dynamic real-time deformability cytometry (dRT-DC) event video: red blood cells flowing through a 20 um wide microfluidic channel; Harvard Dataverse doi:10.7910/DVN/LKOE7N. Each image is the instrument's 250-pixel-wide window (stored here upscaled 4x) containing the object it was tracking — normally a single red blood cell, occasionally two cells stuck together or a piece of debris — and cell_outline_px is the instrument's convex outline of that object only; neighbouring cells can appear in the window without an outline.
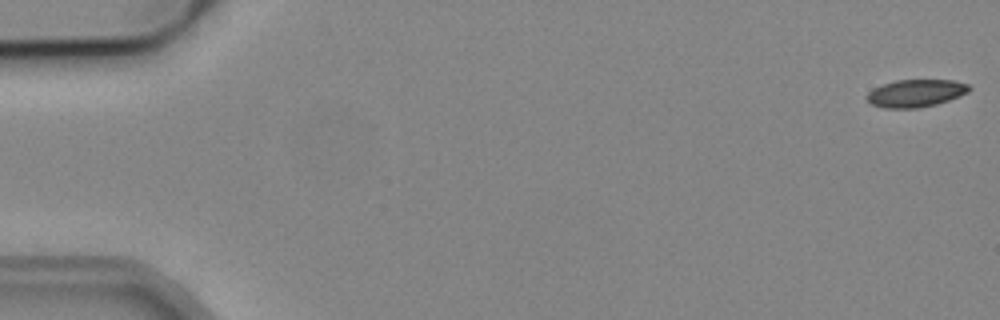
{"species": "common noctule bat (a hibernating species)", "species_latin": "Nyctalus noctula", "temperature_condition": "cold", "stored_images_in_passage": 53, "camera_frame_rate_fps": 3000, "um_per_image_px": 0.085, "animal": {"sex": "male", "body_mass_g": 19.2, "forearm_length_mm": 51.8}, "frame": {"image": 1, "passage_image": 1, "time_ms": 0.0, "image_size_px": [1000, 320], "cell_outline_px": [[972, 88], [968, 92], [960, 96], [936, 104], [916, 108], [884, 108], [872, 104], [864, 96], [872, 88], [896, 80], [952, 80], [968, 84]], "centroid_in_image_um": [77.83, 7.92], "position_along_channel_um": 7.2, "area_um2": 16.42}}
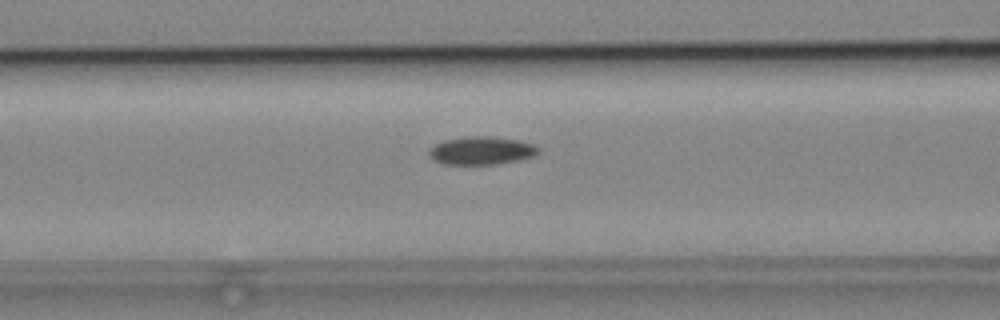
{"frame": {"image": 2, "passage_image": 22, "time_ms": 7.0, "image_size_px": [1000, 320], "cell_outline_px": [[540, 152], [536, 156], [520, 160], [500, 164], [440, 164], [432, 160], [428, 156], [428, 148], [444, 140], [468, 136], [492, 136], [520, 140], [536, 144], [540, 148]], "centroid_in_image_um": [40.95, 12.8], "position_along_channel_um": 125.6, "area_um2": 18.44}}
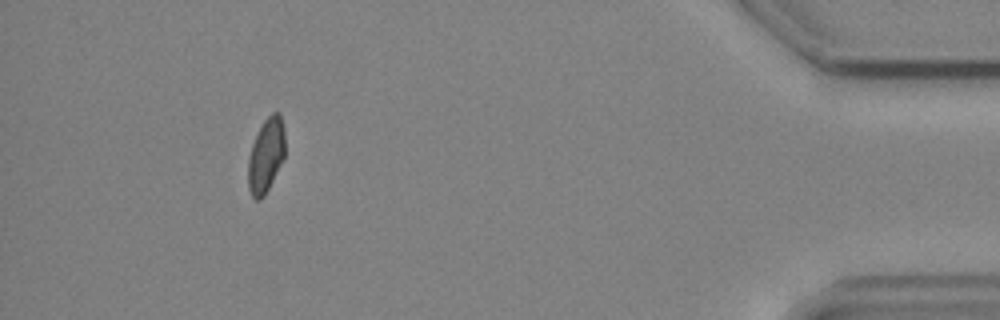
{"frame": {"image": 3, "passage_image": 49, "time_ms": 16.0, "image_size_px": [1000, 320], "cell_outline_px": [[284, 156], [264, 196], [260, 200], [256, 200], [252, 196], [248, 188], [248, 156], [252, 144], [264, 120], [272, 112], [280, 112], [284, 128]], "centroid_in_image_um": [22.59, 13.19], "position_along_channel_um": 412.6, "area_um2": 15.78}, "authors_computed_cell_mechanics": {"area_um2": 17.1666, "velocity_mm_per_s": 3.884, "shape_relaxation_time_tau1_ms": null, "shape_relaxation_time_tau2_ms": 10.7978, "deformation_change_tau1": null, "deformation_change_tau2": 0.16}}